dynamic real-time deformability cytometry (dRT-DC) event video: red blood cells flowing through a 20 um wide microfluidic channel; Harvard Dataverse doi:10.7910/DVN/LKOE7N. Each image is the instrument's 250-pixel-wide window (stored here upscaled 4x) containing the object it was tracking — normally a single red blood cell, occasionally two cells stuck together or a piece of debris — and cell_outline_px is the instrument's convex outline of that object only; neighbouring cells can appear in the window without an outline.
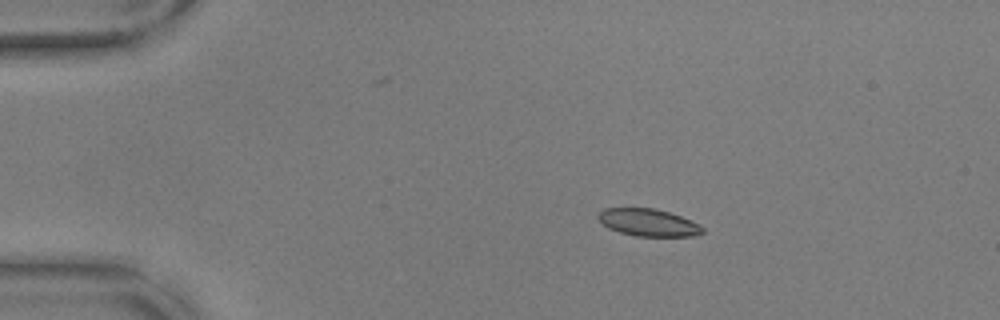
{"species": "common noctule bat (a hibernating species)", "species_latin": "Nyctalus noctula", "temperature_condition": "warm", "stored_images_in_passage": 46, "camera_frame_rate_fps": 3000, "um_per_image_px": 0.085, "animal": {"sex": "male", "body_mass_g": 17.9, "forearm_length_mm": 54.2}, "frame": {"image": 1, "passage_image": 1, "time_ms": 0.0, "image_size_px": [1000, 320], "cell_outline_px": [[704, 232], [692, 236], [636, 236], [620, 232], [608, 228], [596, 216], [604, 208], [656, 208], [680, 216], [700, 224], [704, 228]], "centroid_in_image_um": [55.11, 18.91], "position_along_channel_um": 29.9, "area_um2": 16.53}}
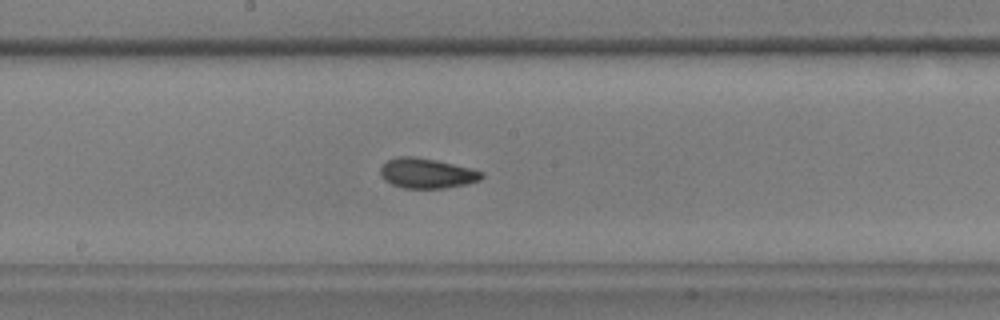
{"frame": {"image": 2, "passage_image": 21, "time_ms": 6.667, "image_size_px": [1000, 320], "cell_outline_px": [[484, 176], [480, 180], [464, 184], [444, 188], [404, 188], [392, 184], [384, 180], [380, 176], [380, 168], [388, 160], [400, 156], [416, 156], [436, 160], [472, 168], [484, 172]], "centroid_in_image_um": [36.28, 14.72], "position_along_channel_um": 211.9, "area_um2": 17.74}}
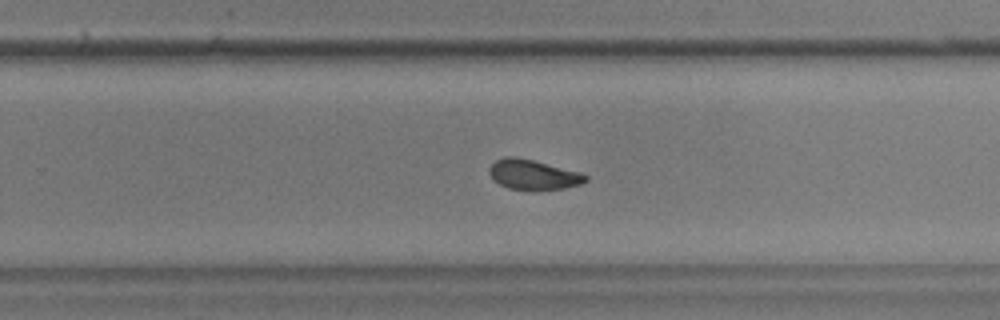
{"frame": {"image": 3, "passage_image": 27, "time_ms": 8.667, "image_size_px": [1000, 320], "cell_outline_px": [[588, 180], [580, 184], [564, 188], [532, 192], [508, 188], [492, 180], [488, 172], [488, 168], [496, 160], [504, 156], [516, 156], [580, 172], [588, 176]], "centroid_in_image_um": [45.29, 14.87], "position_along_channel_um": 284.5, "area_um2": 17.22}, "authors_computed_cell_mechanics": {"area_um2": 17.3111, "velocity_mm_per_s": 3.6403, "shape_relaxation_time_tau1_ms": 5.2945, "shape_relaxation_time_tau2_ms": 2.4101, "deformation_change_tau1": 0.1583, "deformation_change_tau2": 0.0829}}